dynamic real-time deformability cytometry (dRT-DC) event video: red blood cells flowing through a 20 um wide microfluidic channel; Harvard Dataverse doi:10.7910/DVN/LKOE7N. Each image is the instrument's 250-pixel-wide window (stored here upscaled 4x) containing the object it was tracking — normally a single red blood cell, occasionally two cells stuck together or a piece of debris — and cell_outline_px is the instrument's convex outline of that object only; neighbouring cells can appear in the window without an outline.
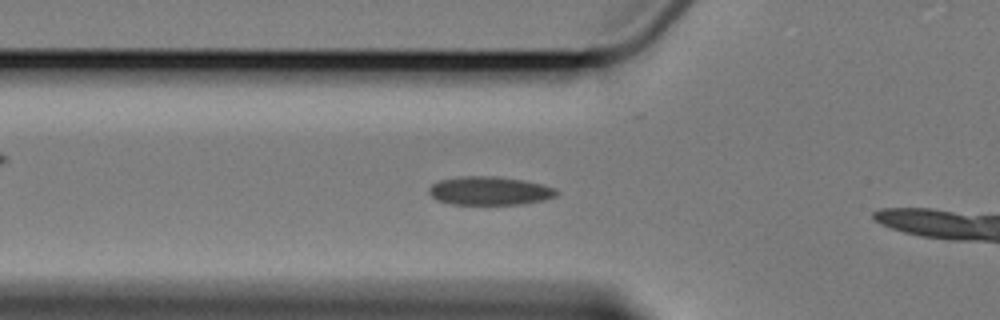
{"species": "Egyptian fruit bat (a non-hibernating species)", "species_latin": "Rousettus aegyptiacus", "temperature_condition": "cold", "stored_images_in_passage": 5, "camera_frame_rate_fps": 3000, "um_per_image_px": 0.085, "animal": {"sex": "female"}, "frame": {"image": 1, "passage_image": 4, "time_ms": 7.333, "image_size_px": [1000, 320], "cell_outline_px": [[560, 192], [556, 196], [544, 200], [524, 204], [452, 204], [436, 200], [428, 192], [428, 188], [432, 184], [440, 180], [456, 176], [496, 176], [524, 180], [544, 184], [556, 188]], "centroid_in_image_um": [41.64, 16.21], "position_along_channel_um": 84.2, "area_um2": 21.5}}